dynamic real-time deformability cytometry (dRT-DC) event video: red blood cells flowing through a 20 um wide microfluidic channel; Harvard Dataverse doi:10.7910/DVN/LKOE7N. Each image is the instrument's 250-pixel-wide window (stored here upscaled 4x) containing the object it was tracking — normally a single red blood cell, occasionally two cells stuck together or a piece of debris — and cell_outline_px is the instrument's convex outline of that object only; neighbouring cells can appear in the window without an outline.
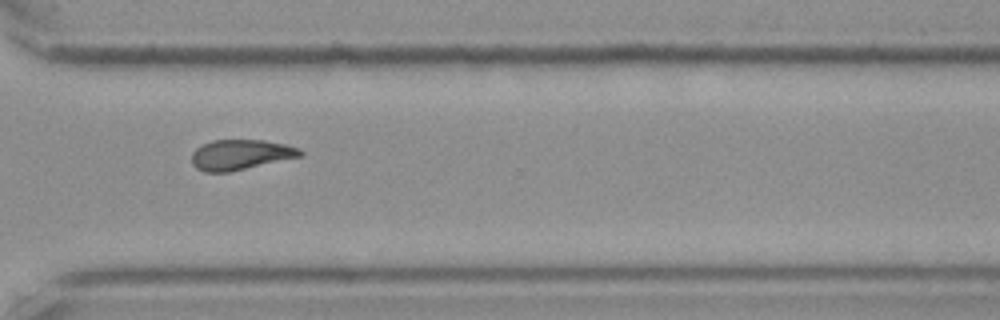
{"species": "Egyptian fruit bat (a non-hibernating species)", "species_latin": "Rousettus aegyptiacus", "temperature_condition": "cold", "stored_images_in_passage": 16, "camera_frame_rate_fps": 3000, "um_per_image_px": 0.085, "frame": {"image": 1, "passage_image": 12, "time_ms": 3.667, "image_size_px": [1000, 320], "cell_outline_px": [[304, 152], [300, 156], [228, 172], [204, 172], [196, 168], [192, 164], [192, 152], [196, 148], [212, 140], [264, 140], [284, 144], [300, 148]], "centroid_in_image_um": [20.42, 13.14], "position_along_channel_um": 350.2, "area_um2": 18.9}}
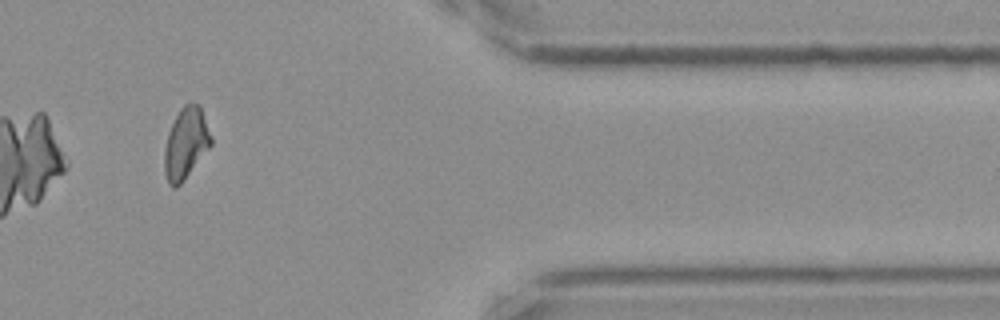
{"frame": {"image": 2, "passage_image": 14, "time_ms": 4.333, "image_size_px": [1000, 320], "cell_outline_px": [[212, 144], [184, 180], [176, 188], [172, 188], [168, 184], [164, 172], [164, 148], [168, 132], [180, 108], [184, 104], [192, 100], [200, 104], [212, 136]], "centroid_in_image_um": [15.8, 12.16], "position_along_channel_um": 395.6, "area_um2": 19.65}}